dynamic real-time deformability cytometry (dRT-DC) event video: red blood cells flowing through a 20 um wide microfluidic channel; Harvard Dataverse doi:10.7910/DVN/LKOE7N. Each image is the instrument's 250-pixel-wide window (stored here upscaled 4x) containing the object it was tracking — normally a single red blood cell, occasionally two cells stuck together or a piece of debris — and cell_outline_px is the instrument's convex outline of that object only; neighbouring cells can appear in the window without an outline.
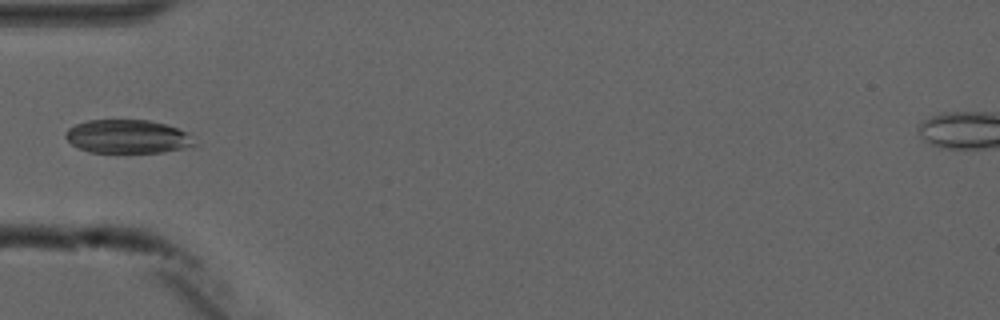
{"species": "common noctule bat (a hibernating species)", "species_latin": "Nyctalus noctula", "temperature_condition": "cold", "stored_images_in_passage": 4, "camera_frame_rate_fps": 3000, "um_per_image_px": 0.085, "animal": {"sex": "male", "forearm_length_mm": 52.5}, "frame": {"image": 1, "passage_image": 4, "time_ms": 4.333, "image_size_px": [1000, 320], "cell_outline_px": [[200, 144], [164, 152], [88, 152], [72, 144], [64, 136], [64, 132], [68, 128], [76, 124], [88, 120], [148, 120], [164, 124], [176, 128], [192, 136]], "centroid_in_image_um": [10.84, 11.61], "position_along_channel_um": 74.2, "area_um2": 25.14}}